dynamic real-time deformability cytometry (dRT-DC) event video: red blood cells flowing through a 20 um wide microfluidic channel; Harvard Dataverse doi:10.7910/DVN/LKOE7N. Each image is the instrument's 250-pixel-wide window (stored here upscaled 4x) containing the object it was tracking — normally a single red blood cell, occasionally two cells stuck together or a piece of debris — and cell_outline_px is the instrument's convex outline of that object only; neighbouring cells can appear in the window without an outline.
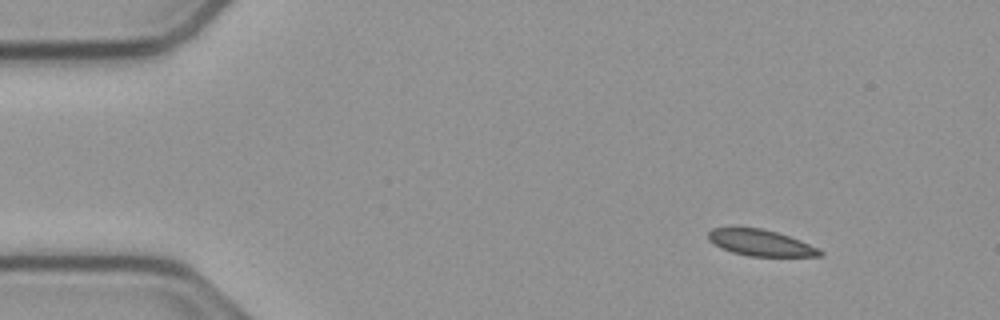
{"species": "common noctule bat (a hibernating species)", "species_latin": "Nyctalus noctula", "temperature_condition": "cold", "stored_images_in_passage": 49, "camera_frame_rate_fps": 3000, "um_per_image_px": 0.085, "animal": {"sex": "male", "body_mass_g": 23.1, "forearm_length_mm": 52.7}, "frame": {"image": 1, "passage_image": 1, "time_ms": 0.0, "image_size_px": [1000, 320], "cell_outline_px": [[824, 256], [748, 256], [732, 252], [720, 248], [708, 240], [708, 232], [712, 228], [760, 228], [776, 232], [800, 240], [824, 252]], "centroid_in_image_um": [64.63, 20.65], "position_along_channel_um": 20.4, "area_um2": 16.88}}
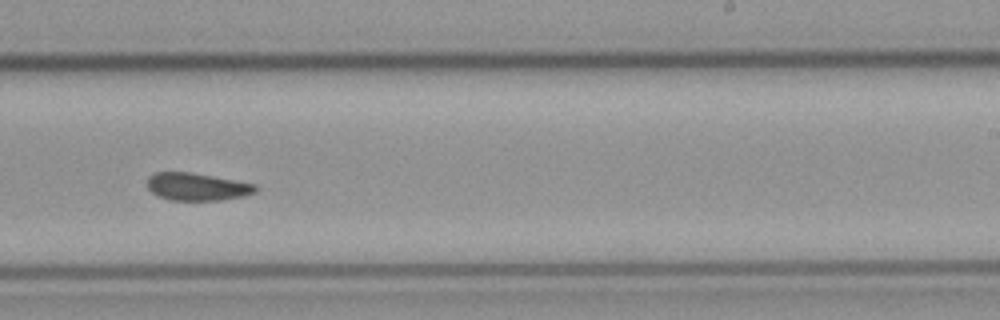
{"frame": {"image": 2, "passage_image": 28, "time_ms": 9.0, "image_size_px": [1000, 320], "cell_outline_px": [[256, 192], [244, 196], [224, 200], [172, 200], [156, 196], [148, 188], [148, 176], [156, 172], [188, 172], [212, 176], [256, 184]], "centroid_in_image_um": [16.74, 15.88], "position_along_channel_um": 272.3, "area_um2": 17.34}}
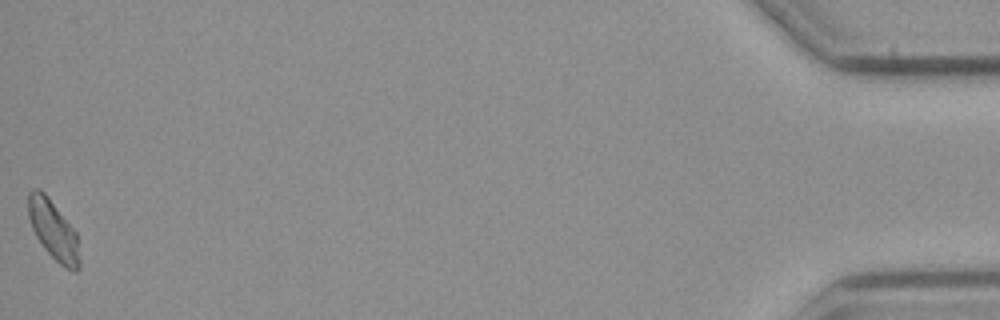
{"frame": {"image": 3, "passage_image": 49, "time_ms": 16.0, "image_size_px": [1000, 320], "cell_outline_px": [[80, 268], [76, 272], [72, 272], [64, 268], [44, 248], [36, 236], [32, 228], [28, 216], [28, 192], [32, 188], [40, 188], [48, 196], [76, 232], [80, 260]], "centroid_in_image_um": [4.54, 19.56], "position_along_channel_um": 430.7, "area_um2": 17.8}, "authors_computed_cell_mechanics": {"area_um2": 17.9758, "velocity_mm_per_s": 3.758, "shape_relaxation_time_tau1_ms": 4.9096, "shape_relaxation_time_tau2_ms": 2.667, "deformation_change_tau1": 0.0937, "deformation_change_tau2": 0.0587}}